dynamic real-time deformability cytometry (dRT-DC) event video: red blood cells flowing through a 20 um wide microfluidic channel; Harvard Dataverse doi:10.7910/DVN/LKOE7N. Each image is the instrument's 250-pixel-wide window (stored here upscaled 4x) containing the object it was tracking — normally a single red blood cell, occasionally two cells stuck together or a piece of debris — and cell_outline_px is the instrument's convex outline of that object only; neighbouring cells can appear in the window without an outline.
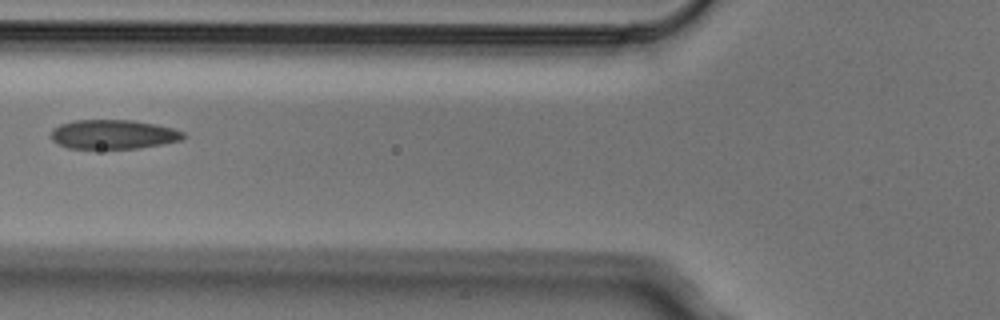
{"species": "Egyptian fruit bat (a non-hibernating species)", "species_latin": "Rousettus aegyptiacus", "temperature_condition": "cold", "stored_images_in_passage": 3, "camera_frame_rate_fps": 3000, "um_per_image_px": 0.085, "animal": {"sex": "male"}, "frame": {"image": 1, "passage_image": 3, "time_ms": 0.667, "image_size_px": [1000, 320], "cell_outline_px": [[188, 136], [184, 140], [136, 148], [68, 148], [52, 140], [52, 128], [60, 124], [76, 120], [132, 120], [156, 124], [172, 128], [184, 132]], "centroid_in_image_um": [9.67, 11.41], "position_along_channel_um": 116.1, "area_um2": 22.48}}